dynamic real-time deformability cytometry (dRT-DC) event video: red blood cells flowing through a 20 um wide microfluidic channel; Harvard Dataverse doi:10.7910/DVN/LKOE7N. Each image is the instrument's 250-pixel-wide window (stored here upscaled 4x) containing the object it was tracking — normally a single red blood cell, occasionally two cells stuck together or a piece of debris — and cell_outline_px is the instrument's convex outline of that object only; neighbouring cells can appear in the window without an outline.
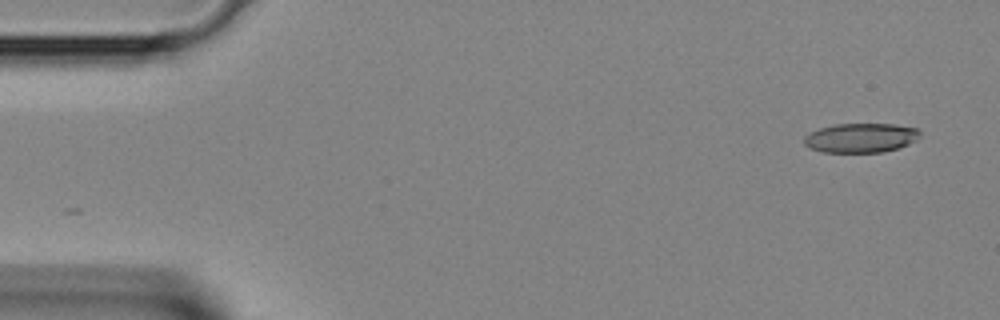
{"species": "Egyptian fruit bat (a non-hibernating species)", "species_latin": "Rousettus aegyptiacus", "temperature_condition": "room temperature", "stored_images_in_passage": 30, "camera_frame_rate_fps": 3000, "um_per_image_px": 0.085, "animal": {"sex": "female"}, "frame": {"image": 1, "passage_image": 1, "time_ms": 0.0, "image_size_px": [1000, 320], "cell_outline_px": [[920, 136], [916, 140], [900, 148], [884, 152], [824, 152], [808, 148], [804, 144], [804, 136], [820, 128], [836, 124], [896, 124], [920, 128]], "centroid_in_image_um": [73.21, 11.72], "position_along_channel_um": 11.8, "area_um2": 20.0}}
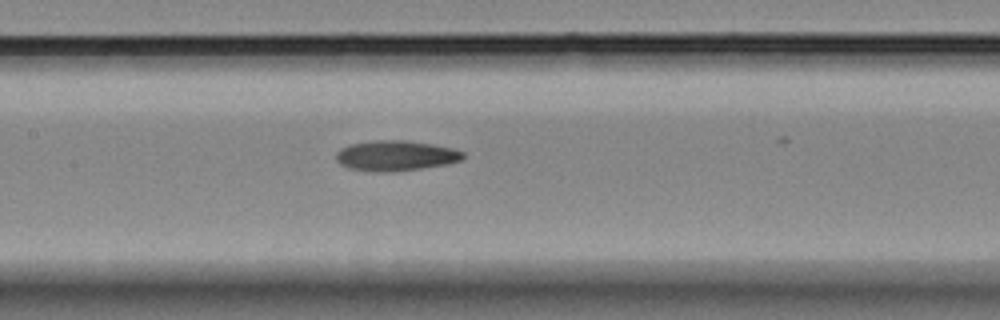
{"frame": {"image": 2, "passage_image": 17, "time_ms": 5.333, "image_size_px": [1000, 320], "cell_outline_px": [[464, 156], [460, 160], [448, 164], [396, 172], [376, 172], [348, 168], [340, 164], [336, 160], [336, 152], [340, 148], [348, 144], [372, 140], [404, 140], [432, 144], [452, 148], [464, 152]], "centroid_in_image_um": [33.59, 13.23], "position_along_channel_um": 173.8, "area_um2": 22.66}}
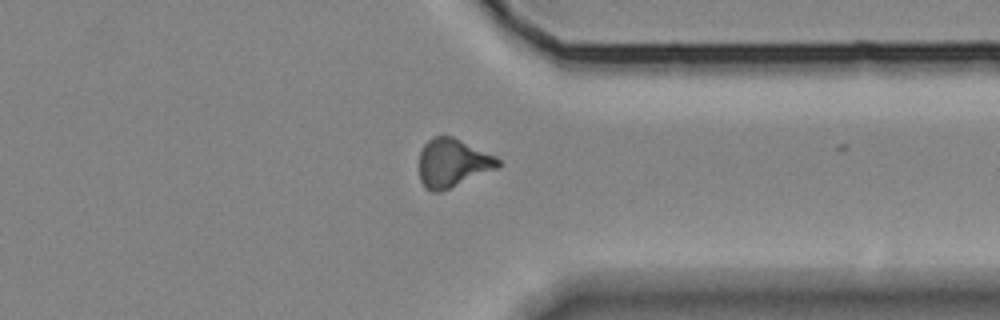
{"frame": {"image": 3, "passage_image": 29, "time_ms": 9.333, "image_size_px": [1000, 320], "cell_outline_px": [[500, 168], [440, 192], [432, 192], [424, 188], [420, 180], [420, 152], [424, 144], [428, 140], [436, 136], [452, 136], [496, 156], [500, 160]], "centroid_in_image_um": [38.49, 13.87], "position_along_channel_um": 372.9, "area_um2": 22.37}}